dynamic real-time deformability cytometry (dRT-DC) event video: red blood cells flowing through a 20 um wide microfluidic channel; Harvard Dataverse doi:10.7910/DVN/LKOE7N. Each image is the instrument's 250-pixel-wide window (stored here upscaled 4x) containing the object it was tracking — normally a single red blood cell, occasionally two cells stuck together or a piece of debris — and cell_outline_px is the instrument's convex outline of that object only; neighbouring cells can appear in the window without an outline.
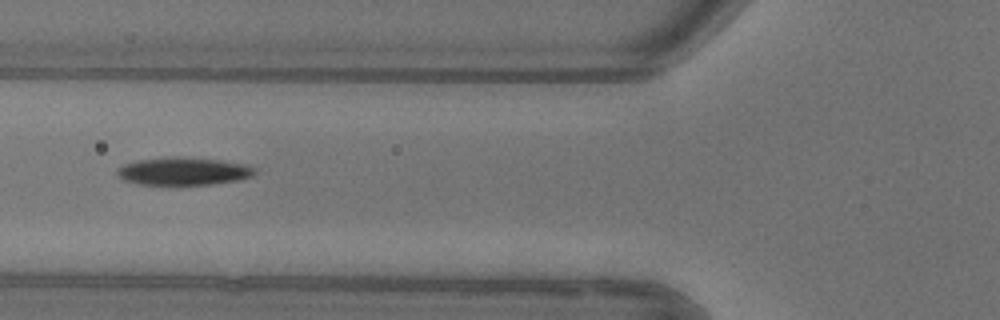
{"species": "common noctule bat (a hibernating species)", "species_latin": "Nyctalus noctula", "temperature_condition": "warm", "stored_images_in_passage": 6, "camera_frame_rate_fps": 3000, "um_per_image_px": 0.085, "animal": {"sex": "female"}, "frame": {"image": 1, "passage_image": 6, "time_ms": 6.0, "image_size_px": [1000, 320], "cell_outline_px": [[256, 172], [252, 176], [236, 180], [212, 184], [140, 184], [124, 180], [116, 172], [124, 164], [140, 160], [176, 156], [216, 160], [244, 164], [256, 168]], "centroid_in_image_um": [15.61, 14.55], "position_along_channel_um": 110.2, "area_um2": 21.73}}